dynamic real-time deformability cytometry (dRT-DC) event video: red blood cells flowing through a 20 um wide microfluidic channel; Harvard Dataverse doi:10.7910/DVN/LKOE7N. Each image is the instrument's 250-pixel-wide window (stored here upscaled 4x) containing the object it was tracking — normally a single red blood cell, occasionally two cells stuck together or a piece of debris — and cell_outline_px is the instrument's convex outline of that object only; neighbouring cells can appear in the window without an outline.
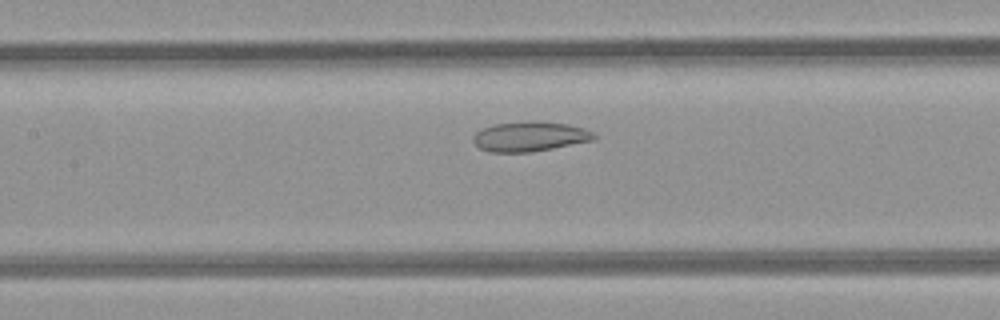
{"species": "common noctule bat (a hibernating species)", "species_latin": "Nyctalus noctula", "temperature_condition": "room temperature", "stored_images_in_passage": 29, "camera_frame_rate_fps": 3000, "um_per_image_px": 0.085, "animal": {"sex": "female", "body_mass_g": 21.9}, "frame": {"image": 1, "passage_image": 12, "time_ms": 3.667, "image_size_px": [1000, 320], "cell_outline_px": [[596, 140], [532, 152], [492, 152], [480, 148], [472, 140], [472, 136], [476, 132], [484, 128], [496, 124], [568, 124], [584, 128], [596, 132]], "centroid_in_image_um": [45.08, 11.66], "position_along_channel_um": 162.3, "area_um2": 20.11}}
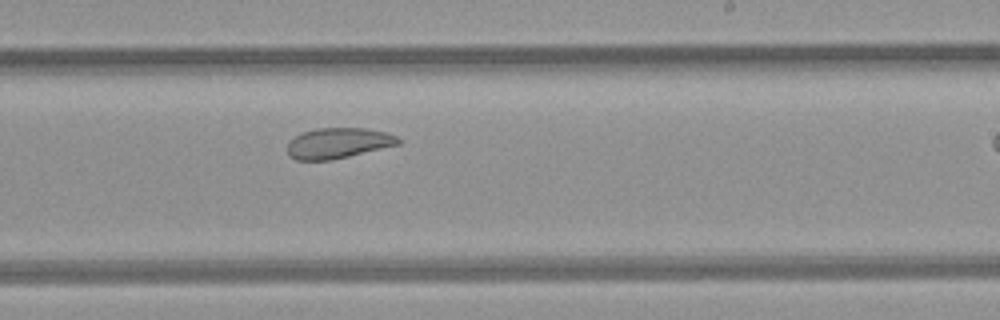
{"frame": {"image": 2, "passage_image": 19, "time_ms": 6.0, "image_size_px": [1000, 320], "cell_outline_px": [[404, 140], [400, 144], [332, 160], [296, 160], [288, 156], [288, 140], [304, 132], [316, 128], [364, 128], [384, 132], [396, 136]], "centroid_in_image_um": [28.74, 12.17], "position_along_channel_um": 260.3, "area_um2": 19.77}}
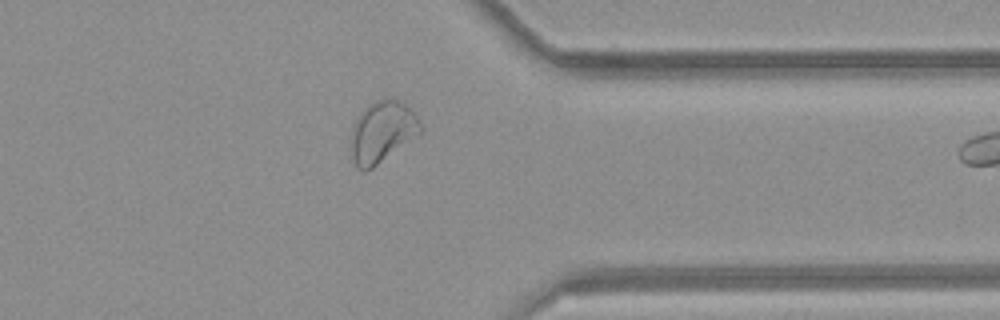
{"frame": {"image": 3, "passage_image": 28, "time_ms": 9.0, "image_size_px": [1000, 320], "cell_outline_px": [[424, 132], [372, 168], [364, 172], [356, 164], [352, 156], [352, 128], [360, 112], [364, 108], [384, 96], [396, 100], [404, 104], [420, 120], [424, 128]], "centroid_in_image_um": [32.54, 11.19], "position_along_channel_um": 378.9, "area_um2": 24.74}}